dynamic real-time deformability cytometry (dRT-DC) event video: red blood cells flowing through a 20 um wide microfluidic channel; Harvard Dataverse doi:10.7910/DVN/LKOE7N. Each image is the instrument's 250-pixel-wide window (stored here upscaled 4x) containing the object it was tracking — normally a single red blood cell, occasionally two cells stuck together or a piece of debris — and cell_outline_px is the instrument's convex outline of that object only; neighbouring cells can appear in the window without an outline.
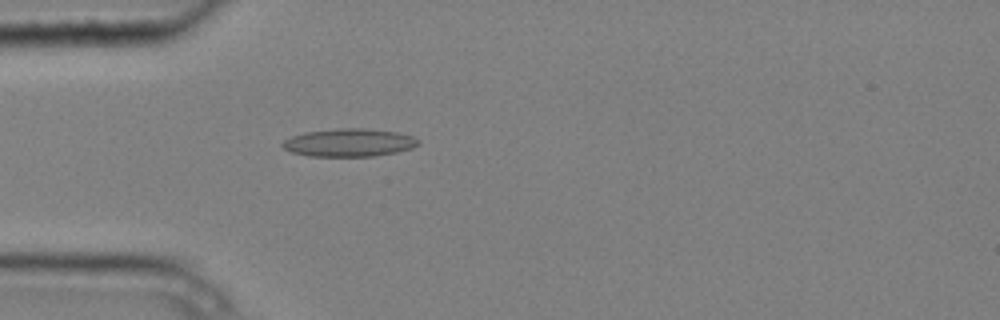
{"species": "common noctule bat (a hibernating species)", "species_latin": "Nyctalus noctula", "temperature_condition": "cold", "stored_images_in_passage": 3, "camera_frame_rate_fps": 3000, "um_per_image_px": 0.085, "animal": {"sex": "male", "body_mass_g": 20.4}, "frame": {"image": 1, "passage_image": 3, "time_ms": 0.667, "image_size_px": [1000, 320], "cell_outline_px": [[420, 144], [412, 148], [396, 152], [372, 156], [308, 156], [292, 152], [284, 148], [280, 144], [284, 140], [292, 136], [304, 132], [336, 128], [364, 128], [396, 132], [412, 136], [420, 140]], "centroid_in_image_um": [29.67, 12.11], "position_along_channel_um": 55.3, "area_um2": 22.14}}